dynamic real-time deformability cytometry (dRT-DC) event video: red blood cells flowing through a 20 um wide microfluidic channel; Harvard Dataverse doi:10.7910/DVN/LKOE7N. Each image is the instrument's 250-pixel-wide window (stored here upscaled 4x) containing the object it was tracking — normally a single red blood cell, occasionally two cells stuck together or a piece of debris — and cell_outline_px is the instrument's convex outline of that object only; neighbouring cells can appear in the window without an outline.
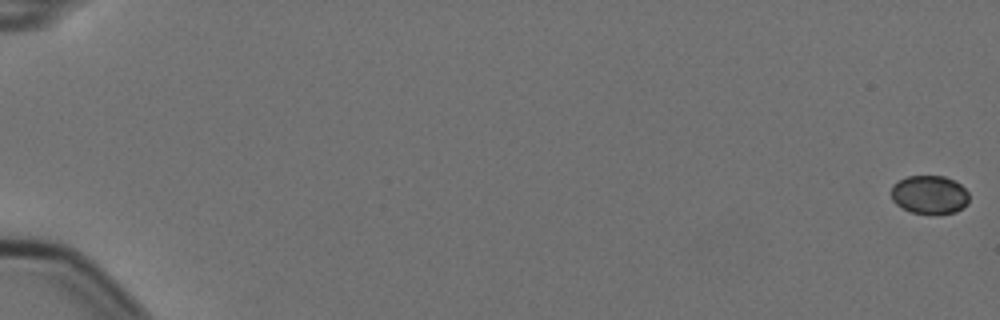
{"species": "Egyptian fruit bat (a non-hibernating species)", "species_latin": "Rousettus aegyptiacus", "temperature_condition": "cold", "stored_images_in_passage": 10, "camera_frame_rate_fps": 3000, "um_per_image_px": 0.085, "animal": {"sex": "female"}, "frame": {"image": 1, "passage_image": 1, "time_ms": 0.0, "image_size_px": [1000, 320], "cell_outline_px": [[968, 204], [956, 212], [912, 212], [896, 204], [892, 200], [892, 184], [908, 176], [944, 176], [956, 180], [968, 192]], "centroid_in_image_um": [79.02, 16.51], "position_along_channel_um": 6.0, "area_um2": 17.17}}
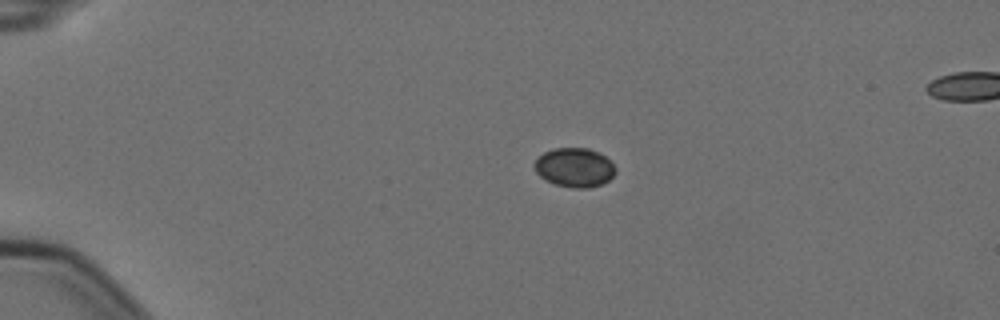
{"frame": {"image": 2, "passage_image": 4, "time_ms": 1.0, "image_size_px": [1000, 320], "cell_outline_px": [[616, 172], [608, 180], [600, 184], [588, 188], [572, 188], [556, 184], [540, 176], [536, 172], [532, 164], [544, 152], [556, 148], [588, 148], [604, 156], [616, 168]], "centroid_in_image_um": [48.82, 14.24], "position_along_channel_um": 36.2, "area_um2": 18.21}}
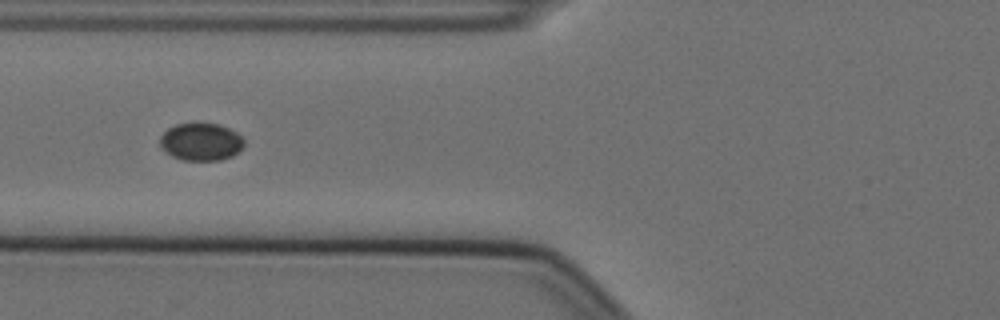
{"frame": {"image": 3, "passage_image": 7, "time_ms": 2.0, "image_size_px": [1000, 320], "cell_outline_px": [[244, 144], [232, 156], [220, 160], [180, 160], [172, 156], [160, 148], [160, 136], [168, 128], [176, 124], [220, 124], [236, 132], [244, 140]], "centroid_in_image_um": [17.05, 12.06], "position_along_channel_um": 108.8, "area_um2": 18.26}}